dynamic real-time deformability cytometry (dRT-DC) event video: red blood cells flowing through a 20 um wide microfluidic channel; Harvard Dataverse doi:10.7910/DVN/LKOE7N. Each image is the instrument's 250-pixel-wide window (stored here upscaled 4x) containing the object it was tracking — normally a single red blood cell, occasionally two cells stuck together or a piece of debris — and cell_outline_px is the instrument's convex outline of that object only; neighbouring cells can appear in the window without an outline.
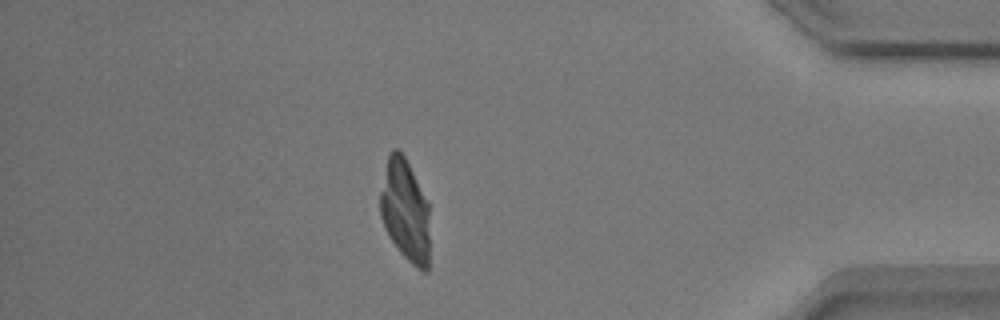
{"species": "common noctule bat (a hibernating species)", "species_latin": "Nyctalus noctula", "temperature_condition": "warm", "stored_images_in_passage": 54, "segment_of_instrument_passage": [2, 2], "camera_frame_rate_fps": 3000, "um_per_image_px": 0.085, "animal": {"sex": "male", "body_mass_g": 17.9}, "frame": {"image": 1, "passage_image": 46, "time_ms": 15.0, "image_size_px": [1000, 320], "cell_outline_px": [[428, 272], [420, 272], [400, 252], [388, 236], [384, 228], [380, 216], [380, 192], [388, 156], [392, 148], [396, 148], [404, 156], [428, 204]], "centroid_in_image_um": [34.41, 17.94], "position_along_channel_um": 400.8, "area_um2": 29.13}}
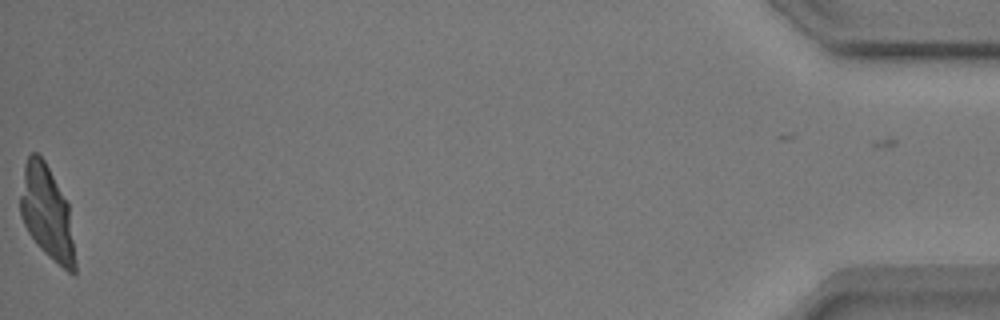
{"frame": {"image": 2, "passage_image": 53, "time_ms": 17.333, "image_size_px": [1000, 320], "cell_outline_px": [[76, 276], [72, 276], [48, 256], [36, 244], [28, 232], [20, 216], [20, 196], [24, 164], [28, 156], [32, 152], [36, 152], [44, 160], [68, 204], [76, 260]], "centroid_in_image_um": [3.99, 18.15], "position_along_channel_um": 431.2, "area_um2": 29.82}}